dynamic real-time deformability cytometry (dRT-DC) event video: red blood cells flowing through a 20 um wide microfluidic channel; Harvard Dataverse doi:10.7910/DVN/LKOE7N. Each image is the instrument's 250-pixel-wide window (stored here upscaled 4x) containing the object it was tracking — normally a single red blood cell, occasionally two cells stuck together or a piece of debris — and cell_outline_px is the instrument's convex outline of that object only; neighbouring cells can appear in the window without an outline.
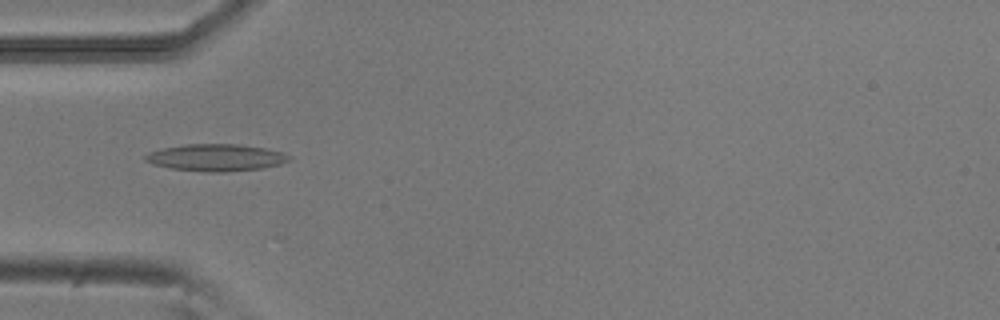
{"species": "common noctule bat (a hibernating species)", "species_latin": "Nyctalus noctula", "temperature_condition": "room temperature", "stored_images_in_passage": 6, "camera_frame_rate_fps": 3000, "um_per_image_px": 0.085, "animal": {"sex": "male", "body_mass_g": 20.5, "forearm_length_mm": 52.5}, "frame": {"image": 1, "passage_image": 4, "time_ms": 1.0, "image_size_px": [1000, 320], "cell_outline_px": [[292, 160], [280, 164], [260, 168], [224, 172], [208, 172], [168, 168], [152, 164], [144, 160], [144, 156], [148, 152], [164, 148], [184, 144], [236, 144], [268, 148], [284, 152], [292, 156]], "centroid_in_image_um": [18.38, 13.39], "position_along_channel_um": 66.6, "area_um2": 22.83}}
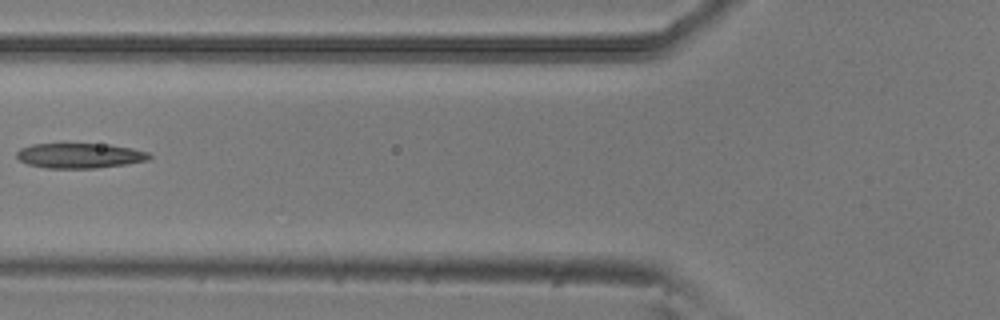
{"frame": {"image": 2, "passage_image": 5, "time_ms": 1.333, "image_size_px": [1000, 320], "cell_outline_px": [[152, 156], [148, 160], [128, 164], [96, 168], [44, 168], [28, 164], [20, 160], [16, 156], [16, 152], [20, 148], [32, 144], [108, 144], [132, 148], [148, 152]], "centroid_in_image_um": [6.79, 13.23], "position_along_channel_um": 119.0, "area_um2": 19.42}}
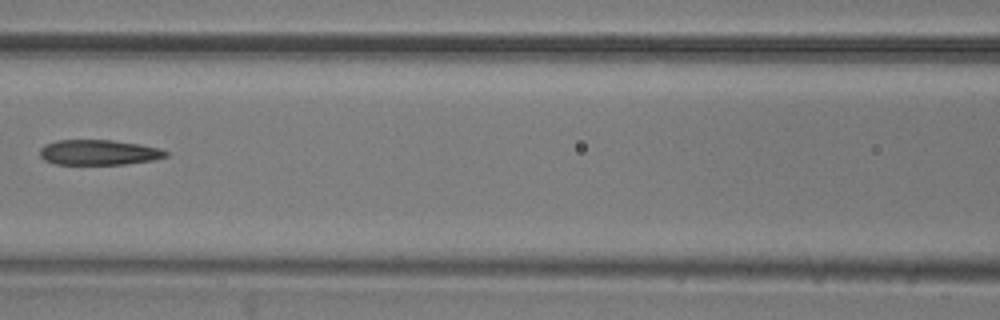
{"frame": {"image": 3, "passage_image": 6, "time_ms": 1.667, "image_size_px": [1000, 320], "cell_outline_px": [[168, 156], [152, 160], [124, 164], [56, 164], [44, 160], [40, 156], [40, 148], [44, 144], [56, 140], [112, 140], [140, 144], [160, 148], [168, 152]], "centroid_in_image_um": [8.38, 12.95], "position_along_channel_um": 158.2, "area_um2": 18.55}}